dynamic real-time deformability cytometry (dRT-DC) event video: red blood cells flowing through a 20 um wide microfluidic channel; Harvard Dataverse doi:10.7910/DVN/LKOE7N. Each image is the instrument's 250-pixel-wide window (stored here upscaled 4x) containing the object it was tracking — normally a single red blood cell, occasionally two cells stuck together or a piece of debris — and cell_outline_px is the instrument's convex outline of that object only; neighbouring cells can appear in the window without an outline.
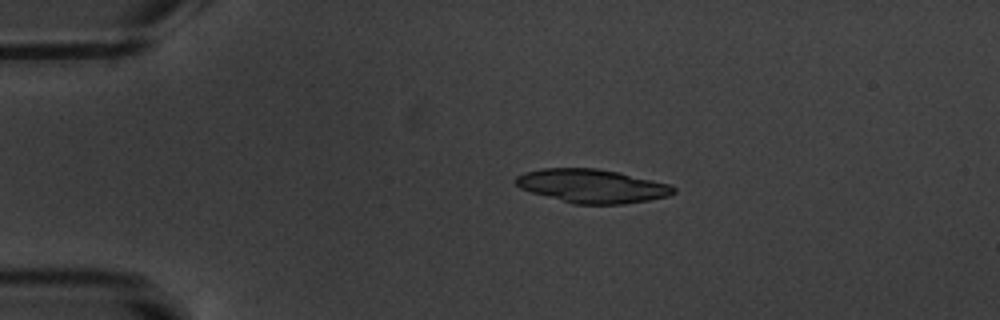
{"species": "common noctule bat (a hibernating species)", "species_latin": "Nyctalus noctula", "temperature_condition": "warm", "stored_images_in_passage": 6, "camera_frame_rate_fps": 3000, "um_per_image_px": 0.085, "animal": {"sex": "male", "body_mass_g": 20.1, "forearm_length_mm": 53.5}, "frame": {"image": 1, "passage_image": 4, "time_ms": 3.333, "image_size_px": [1000, 320], "cell_outline_px": [[676, 192], [668, 196], [648, 200], [624, 204], [572, 204], [532, 192], [520, 188], [512, 180], [516, 176], [524, 172], [544, 168], [596, 168], [620, 172], [672, 184], [676, 188]], "centroid_in_image_um": [50.34, 15.8], "position_along_channel_um": 34.7, "area_um2": 31.21}}